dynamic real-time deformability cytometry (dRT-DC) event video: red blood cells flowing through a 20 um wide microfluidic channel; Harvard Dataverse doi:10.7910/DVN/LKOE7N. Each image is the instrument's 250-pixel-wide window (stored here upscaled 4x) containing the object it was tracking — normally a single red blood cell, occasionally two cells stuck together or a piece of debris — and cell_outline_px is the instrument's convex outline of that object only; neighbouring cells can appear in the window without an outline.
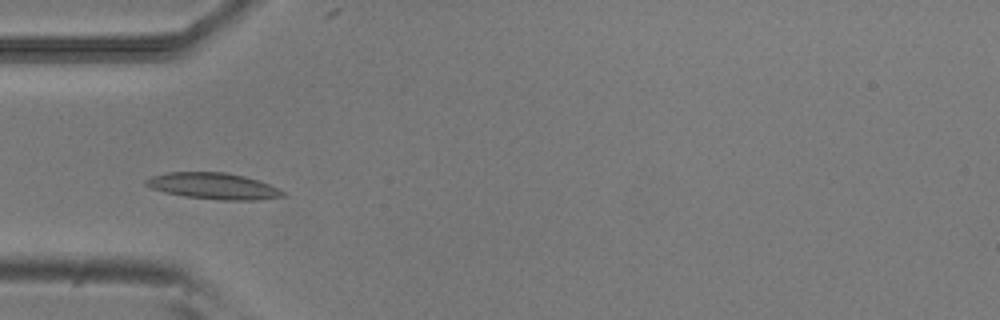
{"species": "common noctule bat (a hibernating species)", "species_latin": "Nyctalus noctula", "temperature_condition": "room temperature", "stored_images_in_passage": 30, "camera_frame_rate_fps": 3000, "um_per_image_px": 0.085, "animal": {"sex": "male", "body_mass_g": 20.5, "forearm_length_mm": 52.5}, "frame": {"image": 1, "passage_image": 4, "time_ms": 1.0, "image_size_px": [1000, 320], "cell_outline_px": [[284, 196], [256, 200], [220, 200], [184, 196], [164, 192], [152, 188], [144, 184], [144, 180], [152, 176], [168, 172], [224, 172], [244, 176], [268, 184], [284, 192]], "centroid_in_image_um": [18.09, 15.81], "position_along_channel_um": 66.9, "area_um2": 20.75}}
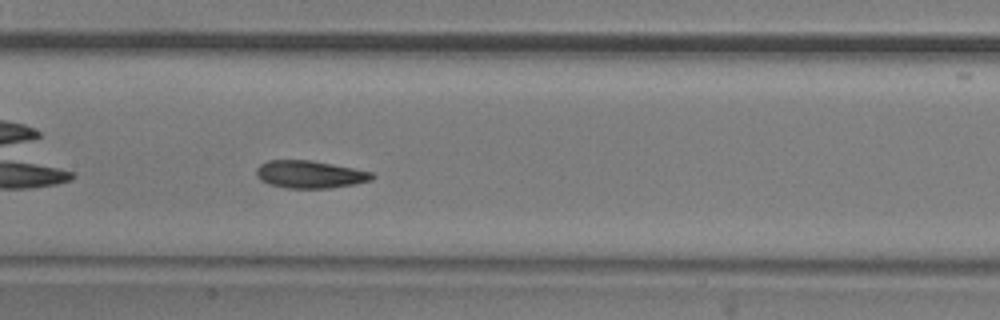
{"frame": {"image": 2, "passage_image": 13, "time_ms": 4.0, "image_size_px": [1000, 320], "cell_outline_px": [[376, 176], [372, 180], [352, 184], [328, 188], [284, 188], [268, 184], [260, 180], [256, 176], [256, 168], [260, 164], [268, 160], [308, 160], [332, 164], [372, 172]], "centroid_in_image_um": [26.29, 14.82], "position_along_channel_um": 181.1, "area_um2": 18.55}}
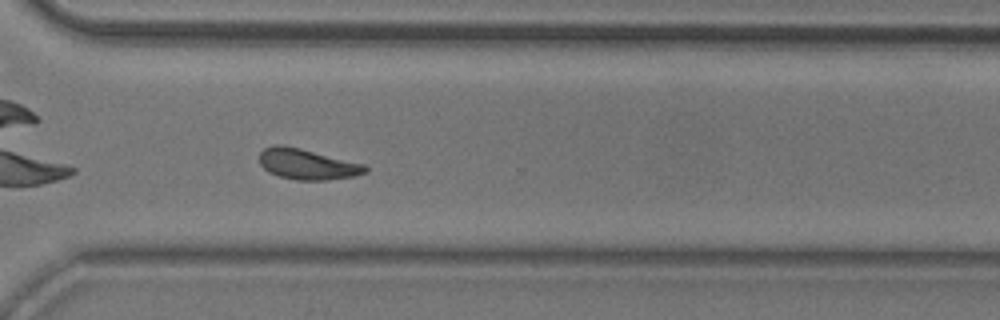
{"frame": {"image": 3, "passage_image": 26, "time_ms": 8.333, "image_size_px": [1000, 320], "cell_outline_px": [[368, 172], [356, 176], [328, 180], [296, 180], [280, 176], [268, 172], [260, 164], [260, 152], [264, 148], [272, 144], [284, 144], [364, 164], [368, 168]], "centroid_in_image_um": [26.11, 13.95], "position_along_channel_um": 344.5, "area_um2": 19.02}, "authors_computed_cell_mechanics": {"area_um2": 18.8428, "velocity_mm_per_s": 3.7824, "shape_relaxation_time_tau1_ms": 3.6197, "shape_relaxation_time_tau2_ms": 2.9646, "deformation_change_tau1": 0.1203, "deformation_change_tau2": 0.0907}}